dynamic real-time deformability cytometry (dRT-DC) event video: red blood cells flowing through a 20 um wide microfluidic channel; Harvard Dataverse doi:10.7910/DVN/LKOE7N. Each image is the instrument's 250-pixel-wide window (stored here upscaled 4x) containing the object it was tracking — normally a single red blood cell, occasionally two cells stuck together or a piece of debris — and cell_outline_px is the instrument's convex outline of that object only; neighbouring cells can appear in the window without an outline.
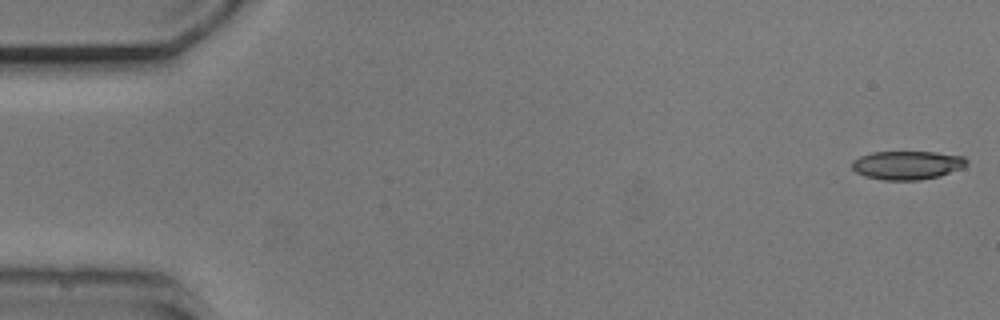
{"species": "common noctule bat (a hibernating species)", "species_latin": "Nyctalus noctula", "temperature_condition": "cold", "stored_images_in_passage": 6, "camera_frame_rate_fps": 3000, "um_per_image_px": 0.085, "animal": {"sex": "male", "body_mass_g": 20.5, "forearm_length_mm": 52.5}, "frame": {"image": 1, "passage_image": 1, "time_ms": 0.0, "image_size_px": [1000, 320], "cell_outline_px": [[968, 164], [964, 168], [940, 176], [920, 180], [884, 180], [864, 176], [856, 172], [852, 168], [852, 160], [860, 156], [872, 152], [936, 152], [964, 156], [968, 160]], "centroid_in_image_um": [77.15, 14.04], "position_along_channel_um": 7.9, "area_um2": 19.36}}